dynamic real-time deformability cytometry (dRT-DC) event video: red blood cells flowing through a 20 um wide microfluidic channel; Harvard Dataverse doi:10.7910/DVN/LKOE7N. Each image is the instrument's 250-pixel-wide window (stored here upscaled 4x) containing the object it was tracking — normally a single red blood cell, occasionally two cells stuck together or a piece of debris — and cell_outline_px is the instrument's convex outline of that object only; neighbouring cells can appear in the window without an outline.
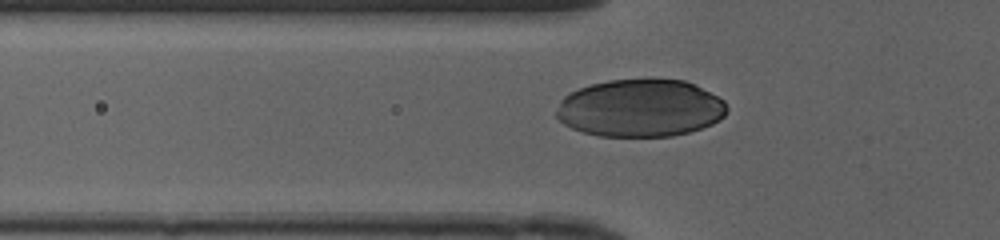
{"species": "human", "species_latin": "Homo sapiens", "temperature_condition": "cold", "stored_images_in_passage": 32, "camera_frame_rate_fps": 3000, "um_per_image_px": 0.085, "donor": {"sex": "female"}, "frame": {"image": 1, "passage_image": 9, "time_ms": 2.667, "image_size_px": [1000, 240], "cell_outline_px": [[728, 112], [720, 120], [712, 124], [688, 132], [672, 136], [600, 136], [584, 132], [572, 128], [564, 124], [556, 116], [556, 112], [560, 100], [568, 92], [592, 84], [608, 80], [648, 76], [684, 80], [724, 100], [728, 108]], "centroid_in_image_um": [54.42, 9.15], "position_along_channel_um": 71.4, "area_um2": 57.97}}
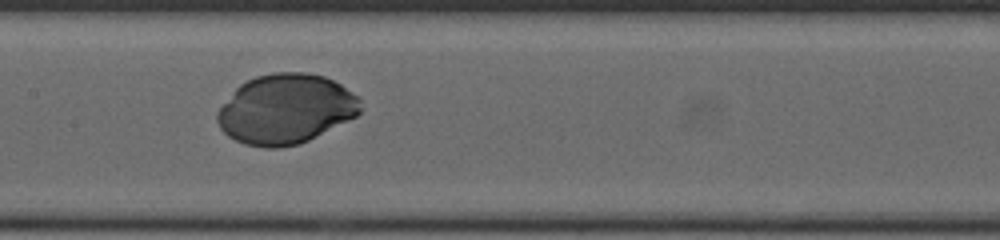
{"frame": {"image": 2, "passage_image": 17, "time_ms": 5.333, "image_size_px": [1000, 240], "cell_outline_px": [[360, 112], [356, 116], [300, 144], [280, 148], [264, 148], [244, 144], [228, 136], [220, 128], [216, 120], [216, 112], [236, 88], [240, 84], [256, 76], [276, 72], [304, 72], [324, 76], [340, 84], [352, 92], [360, 100]], "centroid_in_image_um": [24.26, 9.28], "position_along_channel_um": 183.1, "area_um2": 58.03}}
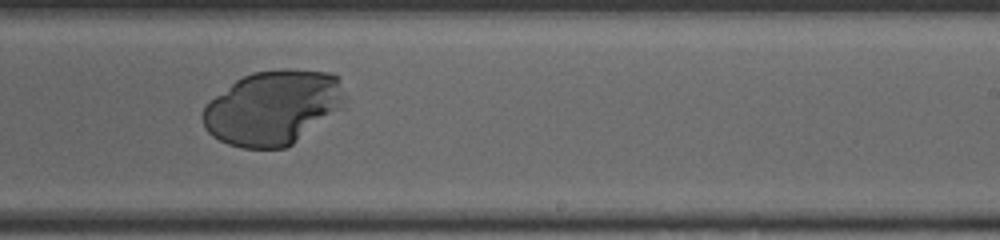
{"frame": {"image": 3, "passage_image": 23, "time_ms": 7.333, "image_size_px": [1000, 240], "cell_outline_px": [[348, 96], [344, 108], [292, 144], [284, 148], [244, 148], [228, 144], [212, 136], [204, 128], [200, 116], [204, 108], [216, 96], [236, 80], [252, 72], [284, 68], [288, 68], [328, 72], [340, 76]], "centroid_in_image_um": [23.27, 9.13], "position_along_channel_um": 265.7, "area_um2": 62.37}}